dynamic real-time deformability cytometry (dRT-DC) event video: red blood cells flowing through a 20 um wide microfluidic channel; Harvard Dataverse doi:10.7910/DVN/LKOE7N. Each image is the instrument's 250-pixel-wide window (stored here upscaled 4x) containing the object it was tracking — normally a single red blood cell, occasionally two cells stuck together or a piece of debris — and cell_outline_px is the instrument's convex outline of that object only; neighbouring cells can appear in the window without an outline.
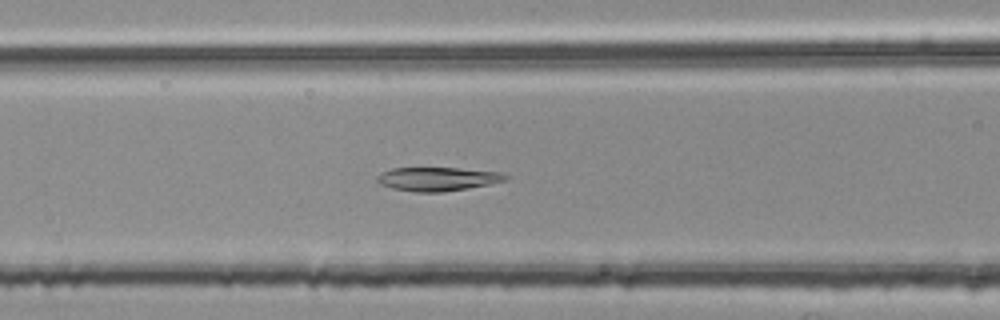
{"species": "common noctule bat (a hibernating species)", "species_latin": "Nyctalus noctula", "temperature_condition": "room temperature", "stored_images_in_passage": 53, "segment_of_instrument_passage": [2, 2], "camera_frame_rate_fps": 3000, "um_per_image_px": 0.085, "animal": {"sex": "female", "body_mass_g": 25.1}, "frame": {"image": 1, "passage_image": 22, "time_ms": 7.0, "image_size_px": [1000, 320], "cell_outline_px": [[508, 180], [468, 188], [440, 192], [412, 192], [392, 188], [380, 184], [376, 180], [376, 176], [392, 168], [460, 168], [500, 172], [508, 176]], "centroid_in_image_um": [37.19, 15.21], "position_along_channel_um": 129.4, "area_um2": 17.69}}
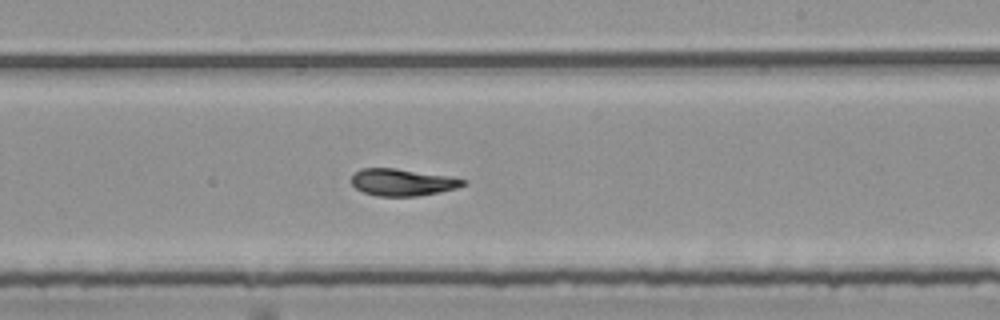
{"frame": {"image": 2, "passage_image": 32, "time_ms": 10.333, "image_size_px": [1000, 320], "cell_outline_px": [[468, 184], [456, 188], [416, 196], [376, 196], [364, 192], [356, 188], [352, 184], [352, 176], [360, 168], [396, 168], [452, 176], [468, 180]], "centroid_in_image_um": [34.24, 15.48], "position_along_channel_um": 254.8, "area_um2": 17.63}}
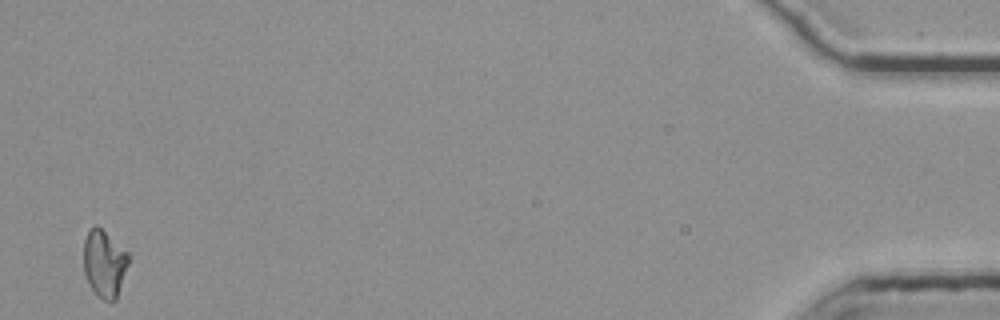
{"frame": {"image": 3, "passage_image": 53, "time_ms": 17.333, "image_size_px": [1000, 320], "cell_outline_px": [[128, 264], [116, 300], [104, 300], [96, 296], [88, 284], [84, 276], [84, 240], [88, 232], [96, 224], [128, 252]], "centroid_in_image_um": [8.85, 22.43], "position_along_channel_um": 426.4, "area_um2": 17.51}}